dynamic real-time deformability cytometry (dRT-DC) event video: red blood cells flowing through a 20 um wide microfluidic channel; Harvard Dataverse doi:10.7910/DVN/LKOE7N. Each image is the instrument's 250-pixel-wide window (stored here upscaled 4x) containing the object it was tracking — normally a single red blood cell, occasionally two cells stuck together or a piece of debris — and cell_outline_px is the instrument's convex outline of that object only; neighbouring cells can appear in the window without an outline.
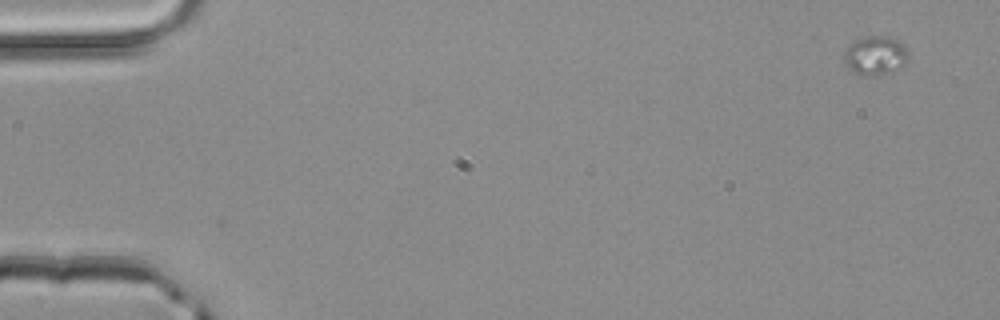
{"species": "common noctule bat (a hibernating species)", "species_latin": "Nyctalus noctula", "temperature_condition": "room temperature", "stored_images_in_passage": 4, "camera_frame_rate_fps": 3000, "um_per_image_px": 0.085, "animal": {"sex": "male", "body_mass_g": 20.4}, "frame": {"image": 1, "passage_image": 1, "time_ms": 0.0, "image_size_px": [1000, 320], "cell_outline_px": [[908, 60], [900, 68], [880, 76], [864, 76], [848, 68], [844, 60], [844, 48], [848, 44], [856, 40], [868, 36], [884, 36], [896, 40], [904, 44], [908, 48]], "centroid_in_image_um": [74.41, 4.73], "position_along_channel_um": 10.6, "area_um2": 14.8}}